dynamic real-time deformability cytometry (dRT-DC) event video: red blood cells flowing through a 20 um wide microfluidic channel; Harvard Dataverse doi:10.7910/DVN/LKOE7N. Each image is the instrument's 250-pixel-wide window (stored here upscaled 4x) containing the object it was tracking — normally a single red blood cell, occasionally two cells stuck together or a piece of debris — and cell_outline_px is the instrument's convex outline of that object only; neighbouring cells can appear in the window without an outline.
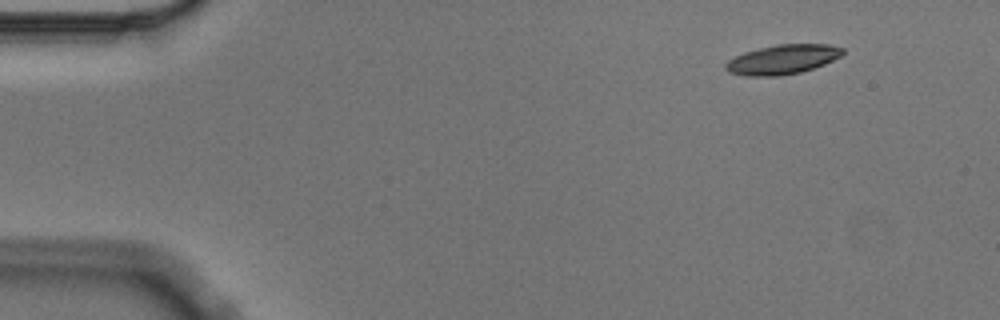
{"species": "Egyptian fruit bat (a non-hibernating species)", "species_latin": "Rousettus aegyptiacus", "temperature_condition": "cold", "stored_images_in_passage": 4, "camera_frame_rate_fps": 3000, "um_per_image_px": 0.085, "animal": {"sex": "male"}, "frame": {"image": 1, "passage_image": 1, "time_ms": 0.0, "image_size_px": [1000, 320], "cell_outline_px": [[844, 52], [840, 56], [824, 64], [800, 72], [780, 76], [744, 76], [728, 72], [724, 68], [724, 64], [728, 60], [744, 52], [776, 44], [828, 44], [844, 48]], "centroid_in_image_um": [66.48, 5.05], "position_along_channel_um": 18.5, "area_um2": 20.11}}
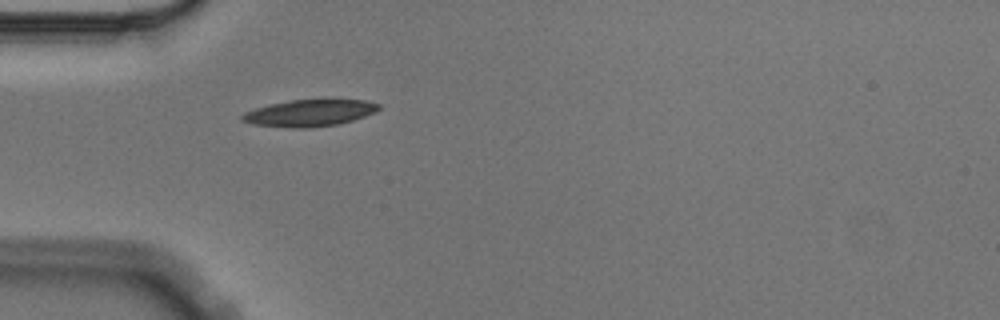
{"frame": {"image": 2, "passage_image": 4, "time_ms": 1.0, "image_size_px": [1000, 320], "cell_outline_px": [[380, 108], [376, 112], [352, 120], [336, 124], [308, 128], [292, 128], [252, 124], [240, 120], [240, 116], [244, 112], [268, 104], [292, 100], [364, 100], [380, 104]], "centroid_in_image_um": [26.27, 9.61], "position_along_channel_um": 58.7, "area_um2": 21.15}}